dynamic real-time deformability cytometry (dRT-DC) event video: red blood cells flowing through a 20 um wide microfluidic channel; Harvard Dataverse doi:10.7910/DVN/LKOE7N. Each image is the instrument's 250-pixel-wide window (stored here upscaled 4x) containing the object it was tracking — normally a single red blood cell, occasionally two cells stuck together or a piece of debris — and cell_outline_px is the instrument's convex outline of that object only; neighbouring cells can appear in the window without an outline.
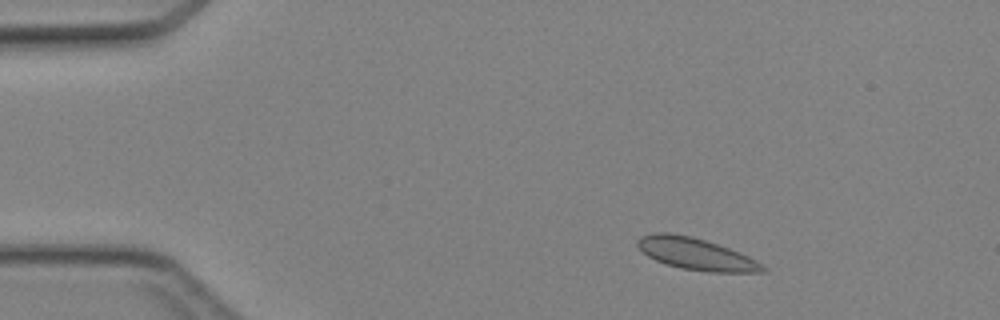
{"species": "Egyptian fruit bat (a non-hibernating species)", "species_latin": "Rousettus aegyptiacus", "temperature_condition": "cold", "stored_images_in_passage": 44, "camera_frame_rate_fps": 3000, "um_per_image_px": 0.085, "animal": {"sex": "female"}, "frame": {"image": 1, "passage_image": 5, "time_ms": 1.333, "image_size_px": [1000, 320], "cell_outline_px": [[768, 272], [708, 272], [680, 268], [656, 260], [648, 256], [636, 244], [636, 240], [640, 236], [656, 232], [668, 232], [692, 236], [728, 248], [748, 256], [756, 260], [768, 268]], "centroid_in_image_um": [59.17, 21.58], "position_along_channel_um": 25.8, "area_um2": 23.12}}
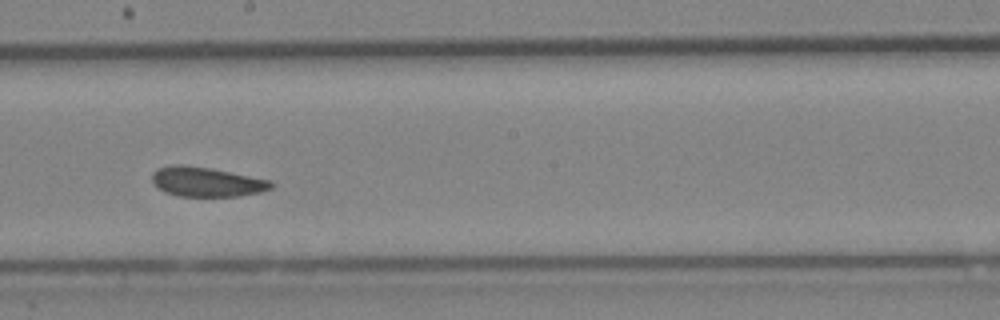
{"frame": {"image": 2, "passage_image": 24, "time_ms": 7.667, "image_size_px": [1000, 320], "cell_outline_px": [[276, 184], [272, 188], [260, 192], [240, 196], [180, 196], [164, 192], [152, 184], [152, 172], [156, 168], [172, 164], [180, 164], [208, 168], [272, 180]], "centroid_in_image_um": [17.54, 15.45], "position_along_channel_um": 230.7, "area_um2": 20.69}}
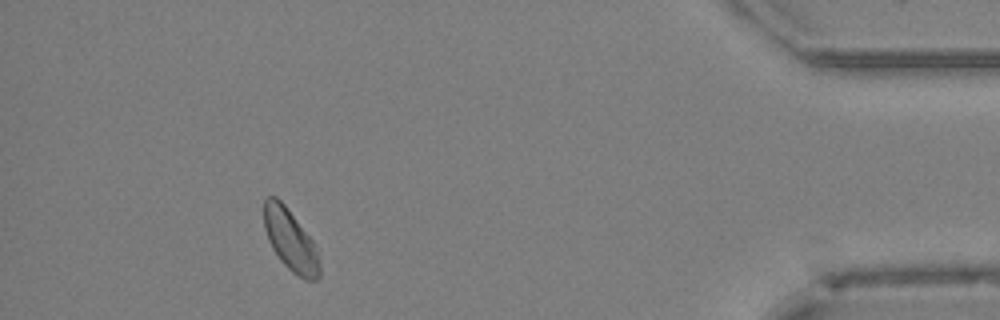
{"frame": {"image": 3, "passage_image": 40, "time_ms": 13.0, "image_size_px": [1000, 320], "cell_outline_px": [[320, 276], [316, 280], [304, 280], [292, 272], [280, 260], [272, 248], [268, 240], [264, 228], [264, 200], [268, 196], [276, 196], [284, 204], [312, 240], [320, 264]], "centroid_in_image_um": [24.67, 20.43], "position_along_channel_um": 410.5, "area_um2": 19.71}}